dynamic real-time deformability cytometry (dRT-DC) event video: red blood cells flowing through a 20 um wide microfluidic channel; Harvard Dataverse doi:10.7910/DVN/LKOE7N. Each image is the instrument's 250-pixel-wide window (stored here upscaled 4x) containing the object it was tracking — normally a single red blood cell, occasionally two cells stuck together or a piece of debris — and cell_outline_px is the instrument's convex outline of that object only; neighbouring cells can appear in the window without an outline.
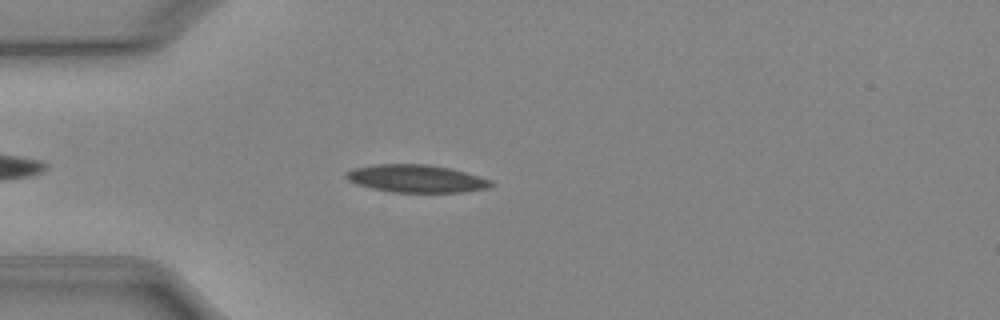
{"species": "Egyptian fruit bat (a non-hibernating species)", "species_latin": "Rousettus aegyptiacus", "temperature_condition": "cold", "stored_images_in_passage": 39, "camera_frame_rate_fps": 3000, "um_per_image_px": 0.085, "animal": {"sex": "female"}, "frame": {"image": 1, "passage_image": 7, "time_ms": 2.0, "image_size_px": [1000, 320], "cell_outline_px": [[496, 184], [488, 188], [460, 192], [388, 192], [356, 184], [348, 180], [344, 176], [344, 172], [352, 168], [372, 164], [428, 164], [452, 168], [480, 176], [492, 180]], "centroid_in_image_um": [35.37, 15.17], "position_along_channel_um": 49.6, "area_um2": 23.76}}
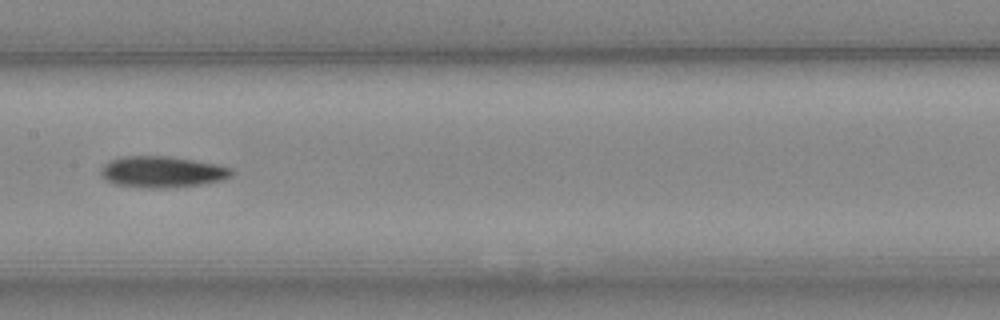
{"frame": {"image": 2, "passage_image": 19, "time_ms": 6.0, "image_size_px": [1000, 320], "cell_outline_px": [[236, 172], [232, 176], [220, 180], [204, 184], [164, 188], [136, 188], [112, 184], [104, 180], [100, 176], [100, 168], [104, 164], [112, 160], [124, 156], [172, 156], [216, 164], [232, 168]], "centroid_in_image_um": [13.75, 14.62], "position_along_channel_um": 193.6, "area_um2": 24.28}}
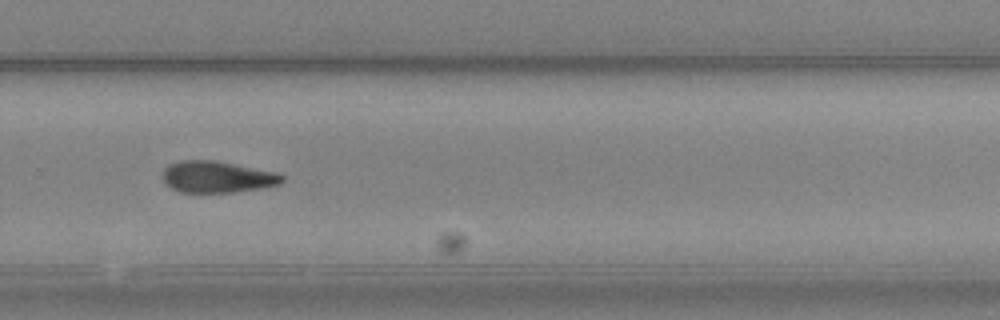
{"frame": {"image": 3, "passage_image": 28, "time_ms": 9.0, "image_size_px": [1000, 320], "cell_outline_px": [[284, 180], [280, 184], [264, 188], [232, 192], [180, 192], [172, 188], [164, 180], [164, 168], [168, 164], [180, 160], [212, 160], [276, 172], [284, 176]], "centroid_in_image_um": [18.48, 15.04], "position_along_channel_um": 311.3, "area_um2": 21.79}}